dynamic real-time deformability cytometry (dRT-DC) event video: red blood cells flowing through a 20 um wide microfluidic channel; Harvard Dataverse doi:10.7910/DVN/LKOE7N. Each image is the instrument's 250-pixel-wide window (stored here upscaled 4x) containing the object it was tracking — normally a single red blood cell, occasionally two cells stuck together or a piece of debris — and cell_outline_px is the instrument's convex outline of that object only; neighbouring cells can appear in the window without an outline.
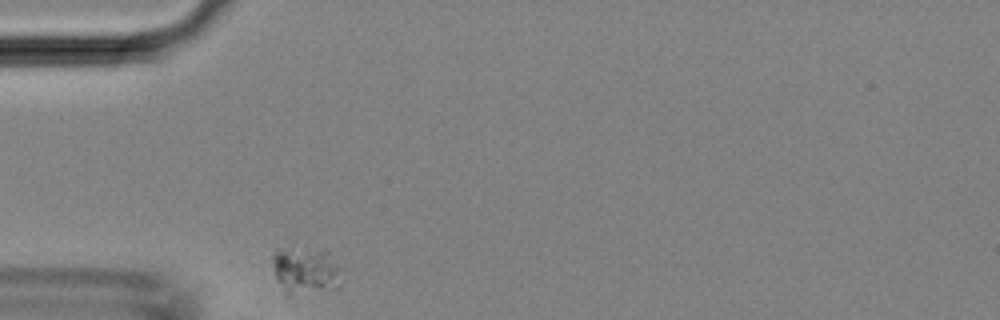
{"species": "Egyptian fruit bat (a non-hibernating species)", "species_latin": "Rousettus aegyptiacus", "temperature_condition": "room temperature", "stored_images_in_passage": 27, "camera_frame_rate_fps": 3000, "um_per_image_px": 0.085, "animal": {"sex": "female"}, "frame": {"image": 1, "passage_image": 1, "time_ms": 0.0, "image_size_px": [1000, 320], "cell_outline_px": [[344, 280], [340, 288], [284, 300], [276, 280], [272, 264], [272, 256], [276, 248], [280, 248], [328, 252], [344, 268]], "centroid_in_image_um": [26.0, 23.14], "position_along_channel_um": 59.0, "area_um2": 20.58}}
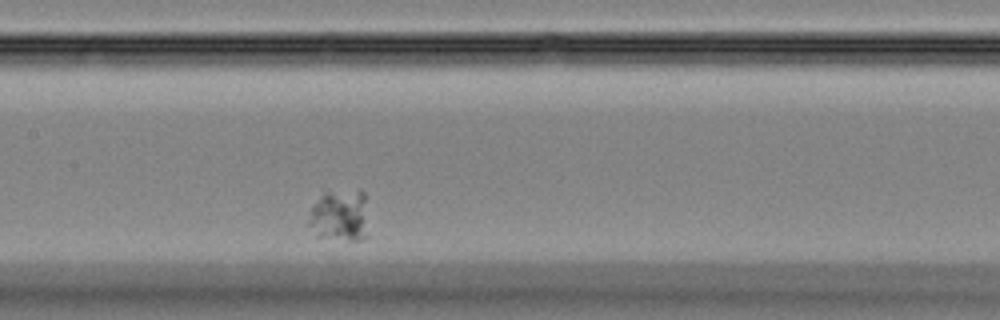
{"frame": {"image": 2, "passage_image": 11, "time_ms": 3.333, "image_size_px": [1000, 320], "cell_outline_px": [[368, 236], [360, 240], [348, 240], [316, 236], [308, 224], [308, 220], [312, 208], [320, 196], [324, 192], [364, 192]], "centroid_in_image_um": [28.88, 18.37], "position_along_channel_um": 178.5, "area_um2": 17.74}}
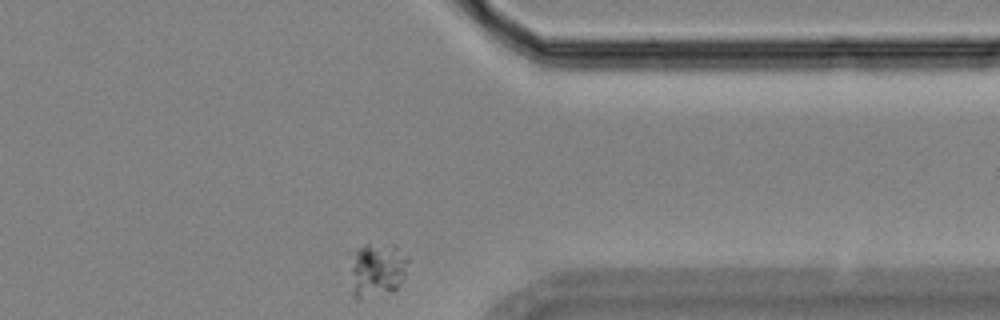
{"frame": {"image": 3, "passage_image": 27, "time_ms": 8.667, "image_size_px": [1000, 320], "cell_outline_px": [[408, 260], [404, 276], [400, 284], [392, 292], [360, 300], [356, 300], [352, 296], [348, 252], [364, 244], [396, 244]], "centroid_in_image_um": [31.95, 22.93], "position_along_channel_um": 379.4, "area_um2": 19.19}}